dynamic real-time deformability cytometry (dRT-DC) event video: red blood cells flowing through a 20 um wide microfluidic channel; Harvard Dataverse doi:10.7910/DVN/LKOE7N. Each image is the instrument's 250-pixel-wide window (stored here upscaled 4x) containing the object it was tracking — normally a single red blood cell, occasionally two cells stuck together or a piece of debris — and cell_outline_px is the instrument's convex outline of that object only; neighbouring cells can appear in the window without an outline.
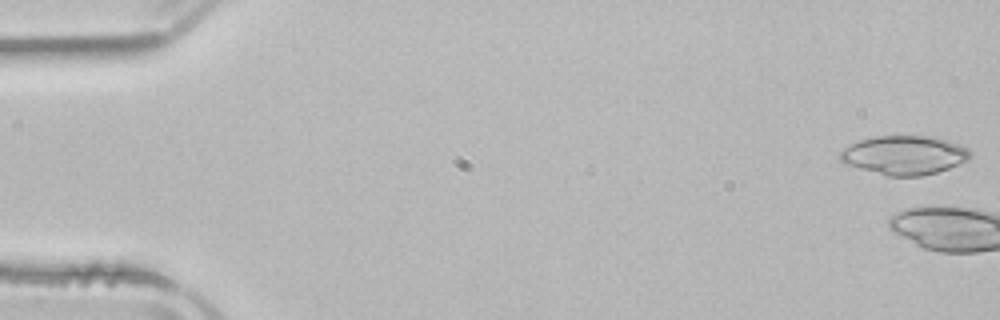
{"species": "common noctule bat (a hibernating species)", "species_latin": "Nyctalus noctula", "temperature_condition": "room temperature", "stored_images_in_passage": 5, "camera_frame_rate_fps": 3000, "um_per_image_px": 0.085, "animal": {"sex": "male", "body_mass_g": 21.5, "forearm_length_mm": 52.0}, "frame": {"image": 1, "passage_image": 1, "time_ms": 0.0, "image_size_px": [1000, 320], "cell_outline_px": [[972, 152], [968, 160], [948, 168], [936, 172], [920, 176], [884, 176], [848, 164], [840, 160], [840, 152], [844, 148], [860, 140], [876, 136], [932, 136], [948, 140], [960, 144], [968, 148]], "centroid_in_image_um": [76.9, 13.18], "position_along_channel_um": 8.1, "area_um2": 29.42}}